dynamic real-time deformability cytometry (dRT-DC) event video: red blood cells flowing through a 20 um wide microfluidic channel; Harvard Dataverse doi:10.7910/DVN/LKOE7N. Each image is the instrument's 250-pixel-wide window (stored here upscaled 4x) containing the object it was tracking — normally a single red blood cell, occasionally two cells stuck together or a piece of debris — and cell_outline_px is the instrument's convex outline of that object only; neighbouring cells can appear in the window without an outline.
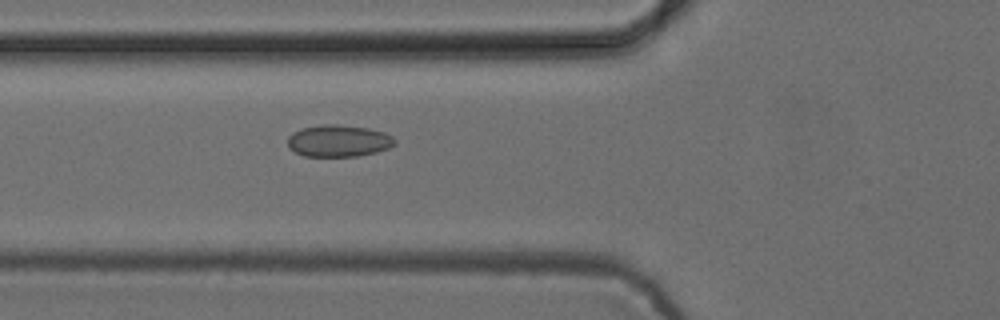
{"species": "common noctule bat (a hibernating species)", "species_latin": "Nyctalus noctula", "temperature_condition": "cold", "stored_images_in_passage": 36, "camera_frame_rate_fps": 3000, "um_per_image_px": 0.085, "animal": {"sex": "female", "body_mass_g": 24.6, "forearm_length_mm": 56.2}, "frame": {"image": 1, "passage_image": 3, "time_ms": 0.667, "image_size_px": [1000, 320], "cell_outline_px": [[396, 144], [388, 148], [376, 152], [356, 156], [304, 156], [288, 148], [288, 136], [292, 132], [300, 128], [324, 124], [336, 124], [368, 128], [384, 132], [392, 136], [396, 140]], "centroid_in_image_um": [28.77, 11.96], "position_along_channel_um": 97.0, "area_um2": 20.0}}
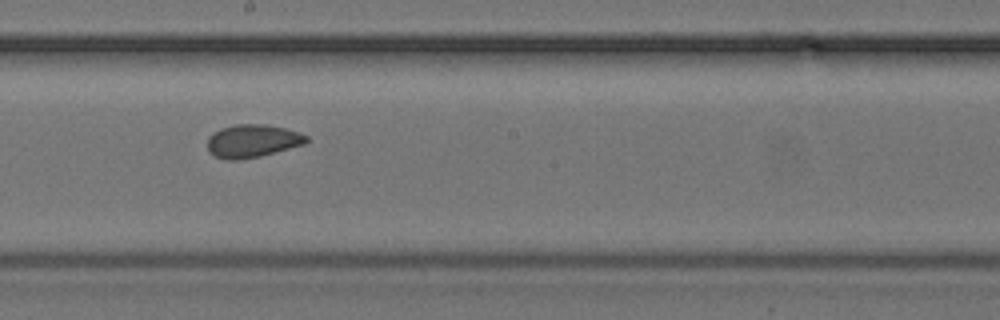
{"frame": {"image": 2, "passage_image": 13, "time_ms": 4.0, "image_size_px": [1000, 320], "cell_outline_px": [[308, 140], [304, 144], [260, 156], [236, 160], [224, 160], [208, 152], [208, 136], [212, 132], [220, 128], [236, 124], [264, 124], [284, 128], [300, 132], [308, 136]], "centroid_in_image_um": [21.43, 11.97], "position_along_channel_um": 226.8, "area_um2": 19.07}}
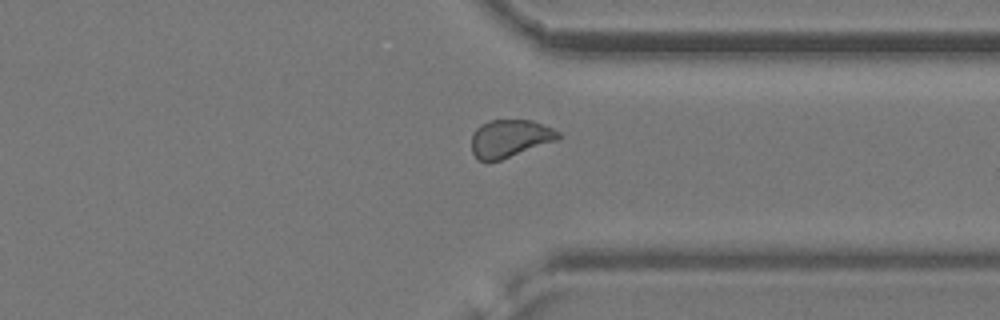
{"frame": {"image": 3, "passage_image": 24, "time_ms": 7.667, "image_size_px": [1000, 320], "cell_outline_px": [[560, 140], [500, 160], [480, 160], [472, 152], [472, 132], [480, 124], [488, 120], [532, 120], [552, 128], [560, 132]], "centroid_in_image_um": [43.36, 11.75], "position_along_channel_um": 368.0, "area_um2": 19.13}, "authors_computed_cell_mechanics": {"area_um2": 18.9584, "velocity_mm_per_s": 3.8735, "shape_relaxation_time_tau1_ms": null, "shape_relaxation_time_tau2_ms": 1.9409, "deformation_change_tau1": null, "deformation_change_tau2": 0.0619}}